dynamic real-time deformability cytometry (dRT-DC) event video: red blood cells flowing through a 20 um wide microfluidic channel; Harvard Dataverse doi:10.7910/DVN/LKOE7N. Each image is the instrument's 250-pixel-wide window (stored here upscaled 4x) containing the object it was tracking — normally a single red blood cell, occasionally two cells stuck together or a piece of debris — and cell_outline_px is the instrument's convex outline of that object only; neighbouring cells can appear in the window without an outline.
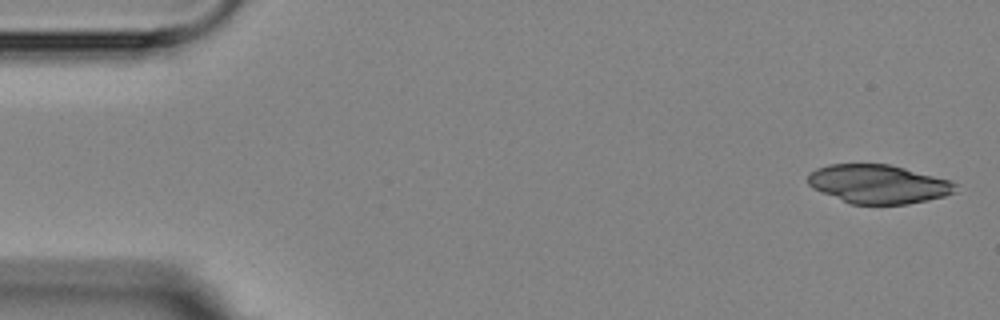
{"species": "Egyptian fruit bat (a non-hibernating species)", "species_latin": "Rousettus aegyptiacus", "temperature_condition": "room temperature", "stored_images_in_passage": 6, "camera_frame_rate_fps": 3000, "um_per_image_px": 0.085, "animal": {"sex": "female"}, "frame": {"image": 1, "passage_image": 1, "time_ms": 0.0, "image_size_px": [1000, 320], "cell_outline_px": [[956, 192], [944, 196], [928, 200], [908, 204], [852, 204], [812, 188], [808, 184], [808, 176], [816, 168], [828, 164], [888, 164], [952, 180], [956, 184]], "centroid_in_image_um": [74.68, 15.64], "position_along_channel_um": 10.3, "area_um2": 33.23}}